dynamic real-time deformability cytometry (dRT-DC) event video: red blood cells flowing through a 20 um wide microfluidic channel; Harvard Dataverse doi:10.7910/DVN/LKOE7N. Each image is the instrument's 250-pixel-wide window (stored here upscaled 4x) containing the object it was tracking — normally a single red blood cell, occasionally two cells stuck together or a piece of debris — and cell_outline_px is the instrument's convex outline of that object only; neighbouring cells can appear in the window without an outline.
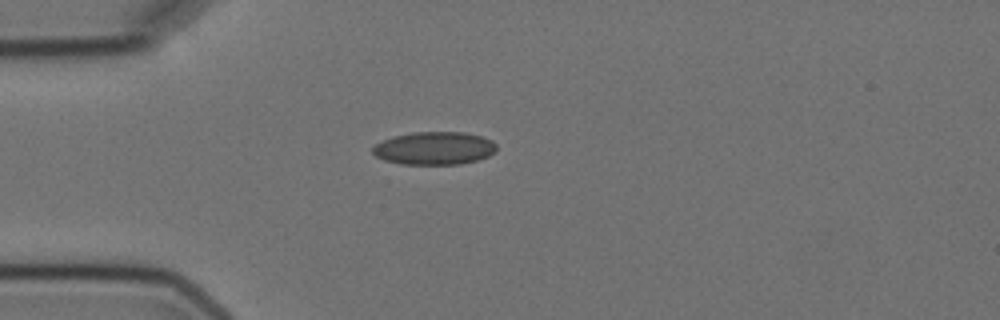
{"species": "Egyptian fruit bat (a non-hibernating species)", "species_latin": "Rousettus aegyptiacus", "temperature_condition": "cold", "stored_images_in_passage": 3, "camera_frame_rate_fps": 3000, "um_per_image_px": 0.085, "animal": {"sex": "female"}, "frame": {"image": 1, "passage_image": 1, "time_ms": 0.0, "image_size_px": [1000, 320], "cell_outline_px": [[496, 152], [488, 156], [476, 160], [460, 164], [400, 164], [384, 160], [376, 156], [372, 152], [372, 148], [376, 144], [384, 140], [396, 136], [412, 132], [464, 132], [480, 136], [492, 140], [496, 144]], "centroid_in_image_um": [36.93, 12.6], "position_along_channel_um": 48.1, "area_um2": 23.7}}
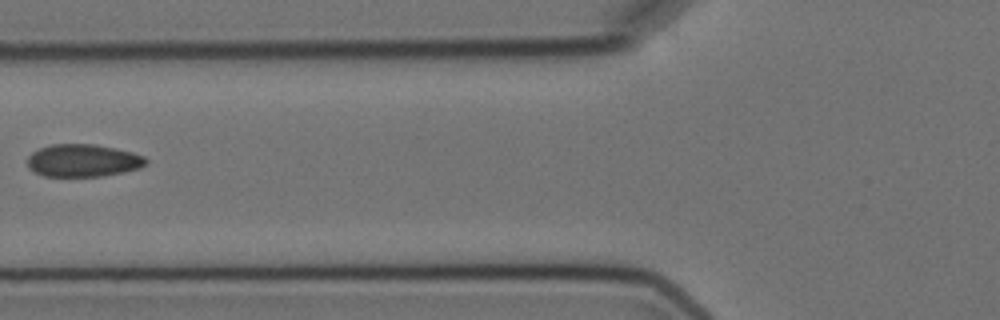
{"frame": {"image": 2, "passage_image": 3, "time_ms": 2.333, "image_size_px": [1000, 320], "cell_outline_px": [[148, 164], [140, 168], [124, 172], [104, 176], [44, 176], [28, 168], [28, 156], [32, 152], [40, 148], [52, 144], [92, 144], [116, 148], [132, 152], [144, 156], [148, 160]], "centroid_in_image_um": [7.09, 13.64], "position_along_channel_um": 118.7, "area_um2": 22.6}}